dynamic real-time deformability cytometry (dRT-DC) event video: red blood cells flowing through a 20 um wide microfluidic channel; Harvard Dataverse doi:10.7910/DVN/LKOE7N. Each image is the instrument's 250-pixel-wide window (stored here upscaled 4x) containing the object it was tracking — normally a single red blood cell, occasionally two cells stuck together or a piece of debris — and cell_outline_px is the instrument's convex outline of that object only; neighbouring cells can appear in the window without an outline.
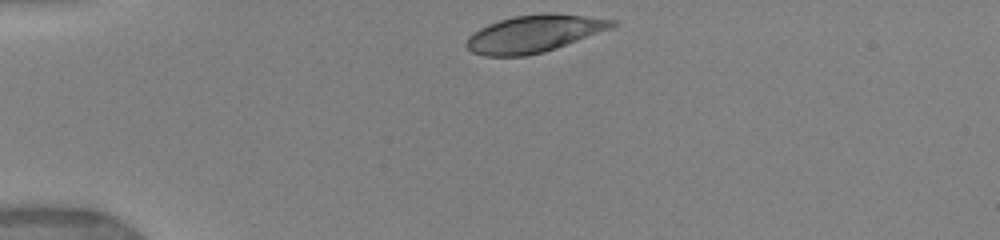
{"species": "human", "species_latin": "Homo sapiens", "temperature_condition": "warm", "stored_images_in_passage": 14, "camera_frame_rate_fps": 3000, "um_per_image_px": 0.085, "donor": {"sex": "female"}, "frame": {"image": 1, "passage_image": 1, "time_ms": 0.0, "image_size_px": [1000, 240], "cell_outline_px": [[616, 24], [608, 28], [544, 52], [528, 56], [484, 56], [472, 52], [464, 44], [468, 36], [480, 28], [488, 24], [512, 16], [544, 12], [552, 12], [616, 20]], "centroid_in_image_um": [45.3, 2.86], "position_along_channel_um": 39.7, "area_um2": 31.27}}